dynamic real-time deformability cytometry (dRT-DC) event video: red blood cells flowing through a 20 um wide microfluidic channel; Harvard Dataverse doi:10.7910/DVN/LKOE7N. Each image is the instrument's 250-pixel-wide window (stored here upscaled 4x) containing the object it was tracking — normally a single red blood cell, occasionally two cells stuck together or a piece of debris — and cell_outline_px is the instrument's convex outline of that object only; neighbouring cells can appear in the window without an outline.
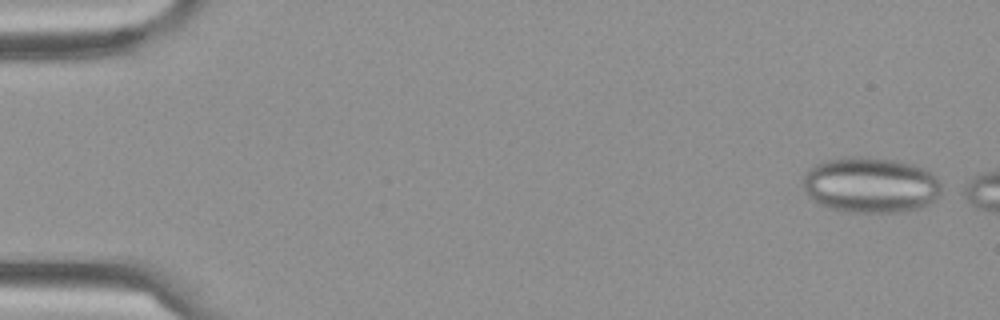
{"species": "Egyptian fruit bat (a non-hibernating species)", "species_latin": "Rousettus aegyptiacus", "temperature_condition": "cold", "stored_images_in_passage": 52, "segment_of_instrument_passage": [1, 2], "camera_frame_rate_fps": 3000, "um_per_image_px": 0.085, "frame": {"image": 1, "passage_image": 1, "time_ms": 0.0, "image_size_px": [1000, 320], "cell_outline_px": [[940, 192], [936, 200], [920, 208], [896, 212], [848, 212], [828, 208], [812, 200], [808, 196], [804, 188], [804, 172], [808, 168], [824, 160], [852, 156], [860, 156], [896, 160], [912, 164], [924, 168], [936, 176], [940, 180]], "centroid_in_image_um": [73.99, 15.72], "position_along_channel_um": 11.0, "area_um2": 45.26}}